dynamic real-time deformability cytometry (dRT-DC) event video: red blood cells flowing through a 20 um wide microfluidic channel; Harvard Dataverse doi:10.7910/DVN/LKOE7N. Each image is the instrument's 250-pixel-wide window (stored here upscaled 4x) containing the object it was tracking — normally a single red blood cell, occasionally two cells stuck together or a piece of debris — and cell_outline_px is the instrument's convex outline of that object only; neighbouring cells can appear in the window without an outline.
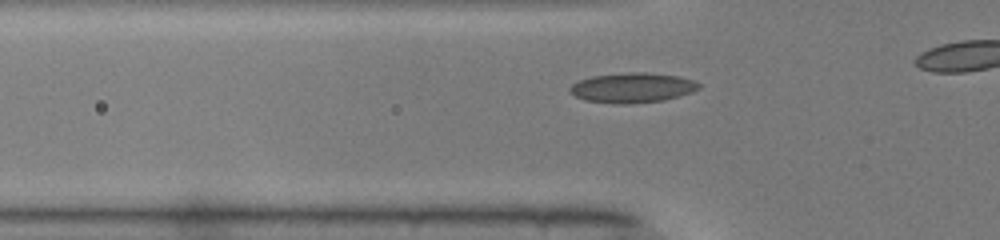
{"species": "common noctule bat (a hibernating species)", "species_latin": "Nyctalus noctula", "temperature_condition": "warm", "stored_images_in_passage": 26, "camera_frame_rate_fps": 3000, "um_per_image_px": 0.085, "animal": {"sex": "male", "body_mass_g": 19.0, "forearm_length_mm": 50.8}, "frame": {"image": 1, "passage_image": 8, "time_ms": 2.333, "image_size_px": [1000, 240], "cell_outline_px": [[700, 88], [692, 92], [680, 96], [664, 100], [628, 104], [616, 104], [584, 100], [568, 92], [568, 88], [572, 84], [580, 80], [592, 76], [628, 72], [644, 72], [680, 76], [692, 80], [700, 84]], "centroid_in_image_um": [53.74, 7.46], "position_along_channel_um": 72.1, "area_um2": 22.6}}
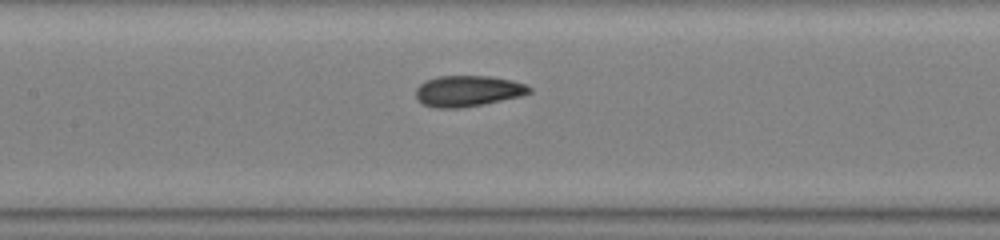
{"frame": {"image": 2, "passage_image": 15, "time_ms": 4.667, "image_size_px": [1000, 240], "cell_outline_px": [[532, 92], [520, 96], [484, 104], [460, 108], [436, 108], [424, 104], [416, 100], [416, 88], [424, 80], [436, 76], [492, 76], [512, 80], [528, 84], [532, 88]], "centroid_in_image_um": [39.77, 7.73], "position_along_channel_um": 167.6, "area_um2": 20.75}}
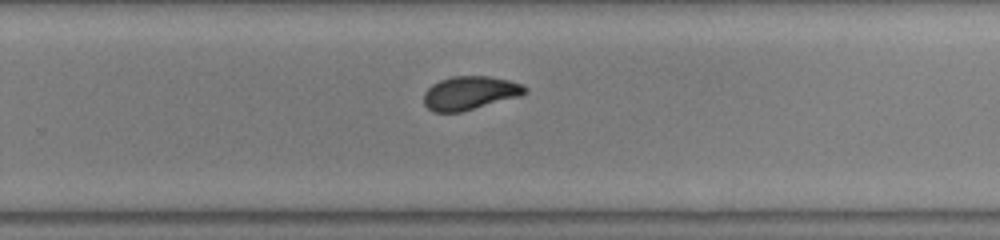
{"frame": {"image": 3, "passage_image": 24, "time_ms": 7.667, "image_size_px": [1000, 240], "cell_outline_px": [[528, 92], [520, 96], [460, 112], [432, 112], [424, 104], [424, 92], [432, 84], [440, 80], [452, 76], [488, 76], [508, 80], [520, 84], [528, 88]], "centroid_in_image_um": [39.92, 7.9], "position_along_channel_um": 289.9, "area_um2": 19.71}}